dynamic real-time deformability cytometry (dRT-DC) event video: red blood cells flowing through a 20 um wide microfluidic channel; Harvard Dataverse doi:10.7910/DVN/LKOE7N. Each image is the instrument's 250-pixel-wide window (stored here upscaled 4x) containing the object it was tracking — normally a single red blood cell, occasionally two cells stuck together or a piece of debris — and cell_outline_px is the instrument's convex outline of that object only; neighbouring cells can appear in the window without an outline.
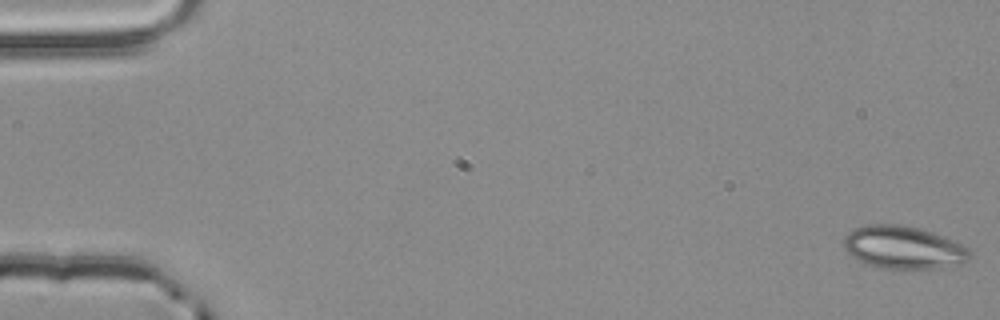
{"species": "common noctule bat (a hibernating species)", "species_latin": "Nyctalus noctula", "temperature_condition": "room temperature", "stored_images_in_passage": 55, "camera_frame_rate_fps": 3000, "um_per_image_px": 0.085, "animal": {"sex": "male", "body_mass_g": 20.4}, "frame": {"image": 1, "passage_image": 1, "time_ms": 0.0, "image_size_px": [1000, 320], "cell_outline_px": [[972, 256], [964, 264], [940, 268], [904, 272], [876, 268], [852, 256], [844, 248], [844, 236], [848, 232], [856, 228], [868, 224], [900, 224], [932, 232], [952, 240], [968, 248], [972, 252]], "centroid_in_image_um": [76.82, 21.09], "position_along_channel_um": 8.2, "area_um2": 32.31}}
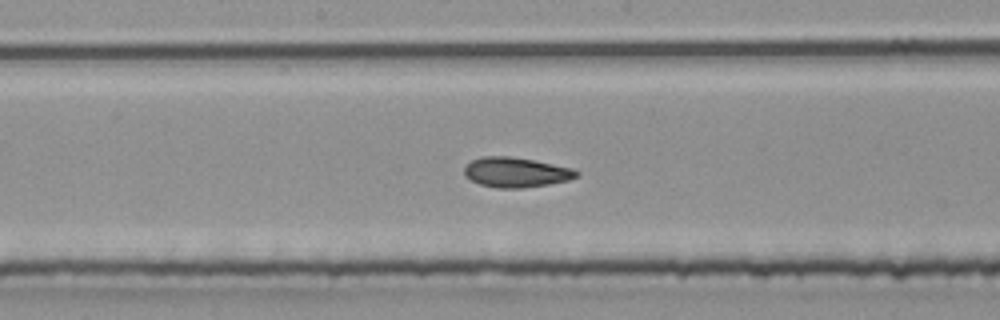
{"frame": {"image": 2, "passage_image": 29, "time_ms": 9.333, "image_size_px": [1000, 320], "cell_outline_px": [[580, 176], [568, 180], [548, 184], [524, 188], [496, 188], [480, 184], [472, 180], [464, 172], [464, 168], [472, 160], [480, 156], [508, 156], [532, 160], [576, 168], [580, 172]], "centroid_in_image_um": [43.92, 14.64], "position_along_channel_um": 204.3, "area_um2": 19.59}}
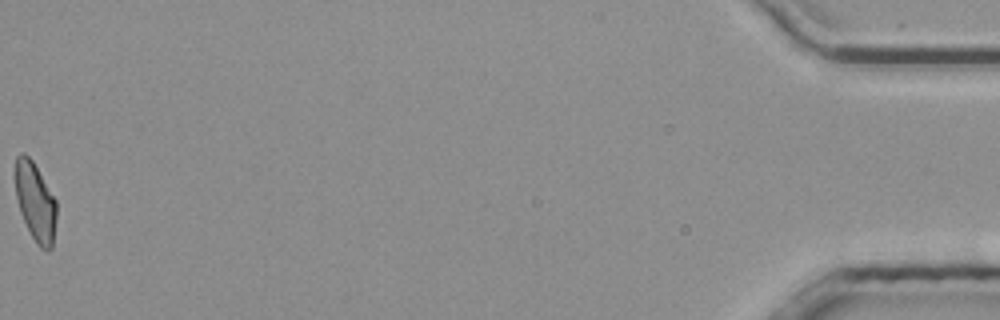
{"frame": {"image": 3, "passage_image": 55, "time_ms": 18.0, "image_size_px": [1000, 320], "cell_outline_px": [[56, 220], [52, 248], [48, 252], [40, 248], [36, 244], [20, 212], [16, 196], [16, 156], [20, 152], [24, 152], [32, 160], [56, 200]], "centroid_in_image_um": [3.02, 17.19], "position_along_channel_um": 432.2, "area_um2": 18.73}, "authors_computed_cell_mechanics": {"area_um2": 19.5942, "velocity_mm_per_s": 3.8643, "shape_relaxation_time_tau1_ms": null, "shape_relaxation_time_tau2_ms": 2.1664, "deformation_change_tau1": null, "deformation_change_tau2": 0.0714}}